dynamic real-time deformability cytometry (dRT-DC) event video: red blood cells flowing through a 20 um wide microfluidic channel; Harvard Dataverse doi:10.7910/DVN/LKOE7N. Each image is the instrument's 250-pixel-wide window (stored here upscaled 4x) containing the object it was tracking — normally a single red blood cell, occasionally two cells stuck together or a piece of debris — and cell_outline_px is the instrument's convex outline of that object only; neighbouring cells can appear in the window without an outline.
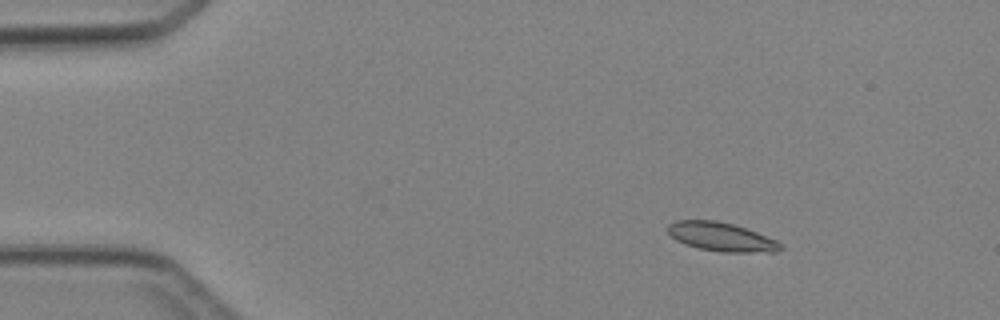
{"species": "Egyptian fruit bat (a non-hibernating species)", "species_latin": "Rousettus aegyptiacus", "temperature_condition": "cold", "stored_images_in_passage": 3, "camera_frame_rate_fps": 3000, "um_per_image_px": 0.085, "animal": {"sex": "female"}, "frame": {"image": 1, "passage_image": 1, "time_ms": 0.0, "image_size_px": [1000, 320], "cell_outline_px": [[784, 248], [776, 252], [720, 252], [700, 248], [684, 244], [676, 240], [668, 232], [668, 224], [676, 220], [716, 220], [732, 224], [756, 232], [776, 240], [784, 244]], "centroid_in_image_um": [61.33, 20.14], "position_along_channel_um": 23.7, "area_um2": 18.9}}